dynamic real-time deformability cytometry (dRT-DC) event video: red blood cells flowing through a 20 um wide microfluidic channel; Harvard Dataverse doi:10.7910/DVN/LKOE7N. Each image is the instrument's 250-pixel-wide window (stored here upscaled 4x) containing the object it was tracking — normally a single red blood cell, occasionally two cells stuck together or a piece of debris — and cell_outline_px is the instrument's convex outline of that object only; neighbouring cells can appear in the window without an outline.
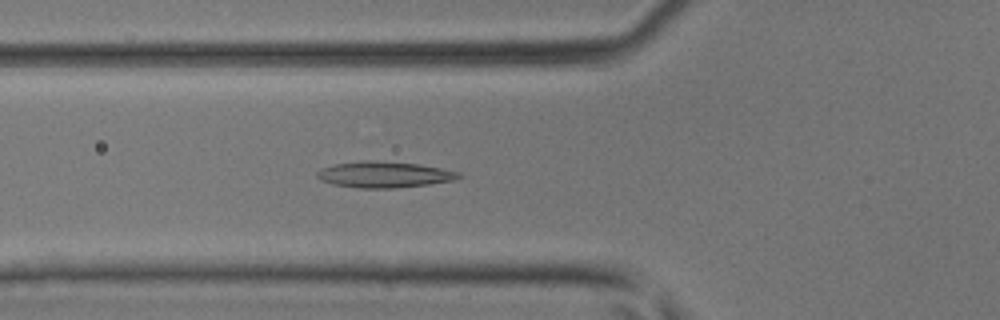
{"species": "common noctule bat (a hibernating species)", "species_latin": "Nyctalus noctula", "temperature_condition": "room temperature", "stored_images_in_passage": 34, "camera_frame_rate_fps": 3000, "um_per_image_px": 0.085, "animal": {"sex": "male", "body_mass_g": 17.9, "forearm_length_mm": 54.2}, "frame": {"image": 1, "passage_image": 4, "time_ms": 1.0, "image_size_px": [1000, 320], "cell_outline_px": [[464, 176], [456, 180], [428, 184], [396, 188], [360, 188], [332, 184], [320, 180], [316, 176], [316, 172], [320, 168], [336, 164], [368, 160], [420, 164], [460, 172]], "centroid_in_image_um": [32.67, 14.84], "position_along_channel_um": 93.1, "area_um2": 21.56}}
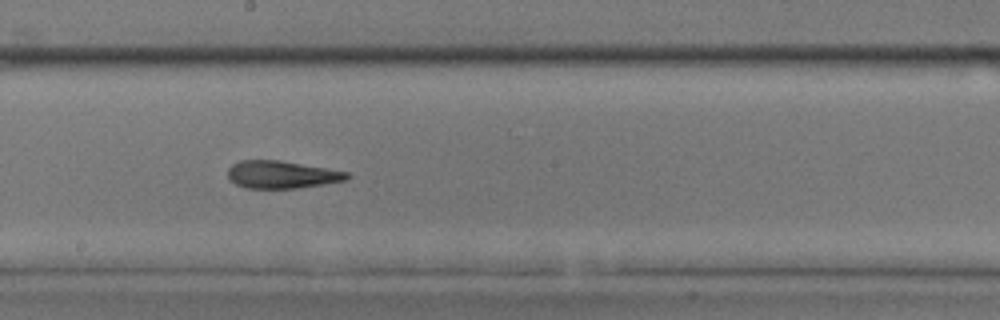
{"frame": {"image": 2, "passage_image": 13, "time_ms": 4.0, "image_size_px": [1000, 320], "cell_outline_px": [[352, 176], [344, 180], [324, 184], [296, 188], [244, 188], [228, 180], [228, 168], [232, 164], [240, 160], [280, 160], [348, 172]], "centroid_in_image_um": [23.9, 14.84], "position_along_channel_um": 224.3, "area_um2": 19.13}}
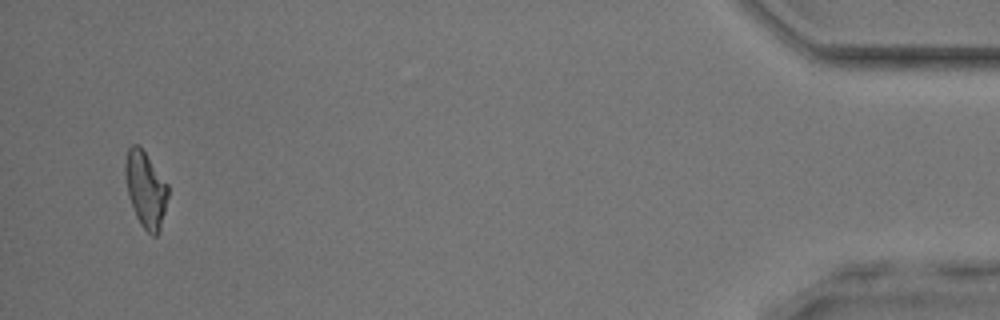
{"frame": {"image": 3, "passage_image": 32, "time_ms": 10.333, "image_size_px": [1000, 320], "cell_outline_px": [[168, 196], [160, 232], [156, 236], [152, 236], [140, 224], [136, 216], [128, 196], [124, 176], [124, 164], [128, 148], [132, 144], [136, 144], [144, 152], [168, 184]], "centroid_in_image_um": [12.37, 16.12], "position_along_channel_um": 422.8, "area_um2": 18.96}}